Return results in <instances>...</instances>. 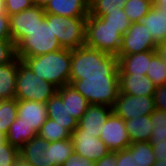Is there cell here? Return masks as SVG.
<instances>
[{
  "instance_id": "obj_35",
  "label": "cell",
  "mask_w": 166,
  "mask_h": 166,
  "mask_svg": "<svg viewBox=\"0 0 166 166\" xmlns=\"http://www.w3.org/2000/svg\"><path fill=\"white\" fill-rule=\"evenodd\" d=\"M16 45L12 40H0V65L16 59Z\"/></svg>"
},
{
  "instance_id": "obj_13",
  "label": "cell",
  "mask_w": 166,
  "mask_h": 166,
  "mask_svg": "<svg viewBox=\"0 0 166 166\" xmlns=\"http://www.w3.org/2000/svg\"><path fill=\"white\" fill-rule=\"evenodd\" d=\"M112 112V107L89 104L87 111L81 117L73 133L100 134L102 126Z\"/></svg>"
},
{
  "instance_id": "obj_4",
  "label": "cell",
  "mask_w": 166,
  "mask_h": 166,
  "mask_svg": "<svg viewBox=\"0 0 166 166\" xmlns=\"http://www.w3.org/2000/svg\"><path fill=\"white\" fill-rule=\"evenodd\" d=\"M61 49L52 30V14H46L45 19L16 45V57L22 60Z\"/></svg>"
},
{
  "instance_id": "obj_42",
  "label": "cell",
  "mask_w": 166,
  "mask_h": 166,
  "mask_svg": "<svg viewBox=\"0 0 166 166\" xmlns=\"http://www.w3.org/2000/svg\"><path fill=\"white\" fill-rule=\"evenodd\" d=\"M62 166H94V163L88 161L86 158L81 156L73 155L66 163Z\"/></svg>"
},
{
  "instance_id": "obj_27",
  "label": "cell",
  "mask_w": 166,
  "mask_h": 166,
  "mask_svg": "<svg viewBox=\"0 0 166 166\" xmlns=\"http://www.w3.org/2000/svg\"><path fill=\"white\" fill-rule=\"evenodd\" d=\"M153 6L152 0H127L124 4V13L131 23L141 22Z\"/></svg>"
},
{
  "instance_id": "obj_34",
  "label": "cell",
  "mask_w": 166,
  "mask_h": 166,
  "mask_svg": "<svg viewBox=\"0 0 166 166\" xmlns=\"http://www.w3.org/2000/svg\"><path fill=\"white\" fill-rule=\"evenodd\" d=\"M19 158V149L5 140L0 144V166H15Z\"/></svg>"
},
{
  "instance_id": "obj_18",
  "label": "cell",
  "mask_w": 166,
  "mask_h": 166,
  "mask_svg": "<svg viewBox=\"0 0 166 166\" xmlns=\"http://www.w3.org/2000/svg\"><path fill=\"white\" fill-rule=\"evenodd\" d=\"M46 107L48 118L56 121L71 134L74 132L78 126V121L69 114L66 105L57 92L46 102Z\"/></svg>"
},
{
  "instance_id": "obj_47",
  "label": "cell",
  "mask_w": 166,
  "mask_h": 166,
  "mask_svg": "<svg viewBox=\"0 0 166 166\" xmlns=\"http://www.w3.org/2000/svg\"><path fill=\"white\" fill-rule=\"evenodd\" d=\"M0 14H7V13L5 12L4 0H0Z\"/></svg>"
},
{
  "instance_id": "obj_21",
  "label": "cell",
  "mask_w": 166,
  "mask_h": 166,
  "mask_svg": "<svg viewBox=\"0 0 166 166\" xmlns=\"http://www.w3.org/2000/svg\"><path fill=\"white\" fill-rule=\"evenodd\" d=\"M151 33L154 41L159 44L166 37V8L152 6L148 14L141 20Z\"/></svg>"
},
{
  "instance_id": "obj_31",
  "label": "cell",
  "mask_w": 166,
  "mask_h": 166,
  "mask_svg": "<svg viewBox=\"0 0 166 166\" xmlns=\"http://www.w3.org/2000/svg\"><path fill=\"white\" fill-rule=\"evenodd\" d=\"M129 147L135 152V161L139 166H153L156 159L149 142H135Z\"/></svg>"
},
{
  "instance_id": "obj_19",
  "label": "cell",
  "mask_w": 166,
  "mask_h": 166,
  "mask_svg": "<svg viewBox=\"0 0 166 166\" xmlns=\"http://www.w3.org/2000/svg\"><path fill=\"white\" fill-rule=\"evenodd\" d=\"M74 155L71 138L49 143L44 151L42 166H62Z\"/></svg>"
},
{
  "instance_id": "obj_33",
  "label": "cell",
  "mask_w": 166,
  "mask_h": 166,
  "mask_svg": "<svg viewBox=\"0 0 166 166\" xmlns=\"http://www.w3.org/2000/svg\"><path fill=\"white\" fill-rule=\"evenodd\" d=\"M151 122L153 123V128L149 143L157 144L159 142L158 138H166V112L155 109L151 114Z\"/></svg>"
},
{
  "instance_id": "obj_46",
  "label": "cell",
  "mask_w": 166,
  "mask_h": 166,
  "mask_svg": "<svg viewBox=\"0 0 166 166\" xmlns=\"http://www.w3.org/2000/svg\"><path fill=\"white\" fill-rule=\"evenodd\" d=\"M15 166H33V165L29 164V163H27L19 158L18 161L16 162Z\"/></svg>"
},
{
  "instance_id": "obj_41",
  "label": "cell",
  "mask_w": 166,
  "mask_h": 166,
  "mask_svg": "<svg viewBox=\"0 0 166 166\" xmlns=\"http://www.w3.org/2000/svg\"><path fill=\"white\" fill-rule=\"evenodd\" d=\"M94 166H117V152H109L94 163Z\"/></svg>"
},
{
  "instance_id": "obj_32",
  "label": "cell",
  "mask_w": 166,
  "mask_h": 166,
  "mask_svg": "<svg viewBox=\"0 0 166 166\" xmlns=\"http://www.w3.org/2000/svg\"><path fill=\"white\" fill-rule=\"evenodd\" d=\"M127 0H89V14L95 17L106 15V11L123 9Z\"/></svg>"
},
{
  "instance_id": "obj_20",
  "label": "cell",
  "mask_w": 166,
  "mask_h": 166,
  "mask_svg": "<svg viewBox=\"0 0 166 166\" xmlns=\"http://www.w3.org/2000/svg\"><path fill=\"white\" fill-rule=\"evenodd\" d=\"M57 93L61 96L69 114L79 122L89 106L87 99L71 84L59 88Z\"/></svg>"
},
{
  "instance_id": "obj_24",
  "label": "cell",
  "mask_w": 166,
  "mask_h": 166,
  "mask_svg": "<svg viewBox=\"0 0 166 166\" xmlns=\"http://www.w3.org/2000/svg\"><path fill=\"white\" fill-rule=\"evenodd\" d=\"M48 147L49 142L37 135L19 150L20 159L33 166H42L44 151Z\"/></svg>"
},
{
  "instance_id": "obj_9",
  "label": "cell",
  "mask_w": 166,
  "mask_h": 166,
  "mask_svg": "<svg viewBox=\"0 0 166 166\" xmlns=\"http://www.w3.org/2000/svg\"><path fill=\"white\" fill-rule=\"evenodd\" d=\"M113 112L124 120H130L141 115H151L155 111L153 96H133L119 93Z\"/></svg>"
},
{
  "instance_id": "obj_30",
  "label": "cell",
  "mask_w": 166,
  "mask_h": 166,
  "mask_svg": "<svg viewBox=\"0 0 166 166\" xmlns=\"http://www.w3.org/2000/svg\"><path fill=\"white\" fill-rule=\"evenodd\" d=\"M99 18L113 28L119 29V33L122 36L126 33L131 24L127 15L124 13V9L120 8H116V10L113 11H106V15Z\"/></svg>"
},
{
  "instance_id": "obj_1",
  "label": "cell",
  "mask_w": 166,
  "mask_h": 166,
  "mask_svg": "<svg viewBox=\"0 0 166 166\" xmlns=\"http://www.w3.org/2000/svg\"><path fill=\"white\" fill-rule=\"evenodd\" d=\"M81 76H119L117 56L85 45L72 49L70 80Z\"/></svg>"
},
{
  "instance_id": "obj_37",
  "label": "cell",
  "mask_w": 166,
  "mask_h": 166,
  "mask_svg": "<svg viewBox=\"0 0 166 166\" xmlns=\"http://www.w3.org/2000/svg\"><path fill=\"white\" fill-rule=\"evenodd\" d=\"M117 166H139L135 161V152L130 147L117 152Z\"/></svg>"
},
{
  "instance_id": "obj_7",
  "label": "cell",
  "mask_w": 166,
  "mask_h": 166,
  "mask_svg": "<svg viewBox=\"0 0 166 166\" xmlns=\"http://www.w3.org/2000/svg\"><path fill=\"white\" fill-rule=\"evenodd\" d=\"M86 18L52 14V30L62 48L72 50L85 45Z\"/></svg>"
},
{
  "instance_id": "obj_17",
  "label": "cell",
  "mask_w": 166,
  "mask_h": 166,
  "mask_svg": "<svg viewBox=\"0 0 166 166\" xmlns=\"http://www.w3.org/2000/svg\"><path fill=\"white\" fill-rule=\"evenodd\" d=\"M120 93L133 96H153L156 85L146 76L119 74Z\"/></svg>"
},
{
  "instance_id": "obj_44",
  "label": "cell",
  "mask_w": 166,
  "mask_h": 166,
  "mask_svg": "<svg viewBox=\"0 0 166 166\" xmlns=\"http://www.w3.org/2000/svg\"><path fill=\"white\" fill-rule=\"evenodd\" d=\"M49 0H33L34 6L45 7Z\"/></svg>"
},
{
  "instance_id": "obj_16",
  "label": "cell",
  "mask_w": 166,
  "mask_h": 166,
  "mask_svg": "<svg viewBox=\"0 0 166 166\" xmlns=\"http://www.w3.org/2000/svg\"><path fill=\"white\" fill-rule=\"evenodd\" d=\"M157 51H145L130 55H117L119 74L146 76L150 59Z\"/></svg>"
},
{
  "instance_id": "obj_15",
  "label": "cell",
  "mask_w": 166,
  "mask_h": 166,
  "mask_svg": "<svg viewBox=\"0 0 166 166\" xmlns=\"http://www.w3.org/2000/svg\"><path fill=\"white\" fill-rule=\"evenodd\" d=\"M44 11L66 17H88L89 0H49Z\"/></svg>"
},
{
  "instance_id": "obj_36",
  "label": "cell",
  "mask_w": 166,
  "mask_h": 166,
  "mask_svg": "<svg viewBox=\"0 0 166 166\" xmlns=\"http://www.w3.org/2000/svg\"><path fill=\"white\" fill-rule=\"evenodd\" d=\"M5 12L10 16L34 6L33 0H4Z\"/></svg>"
},
{
  "instance_id": "obj_48",
  "label": "cell",
  "mask_w": 166,
  "mask_h": 166,
  "mask_svg": "<svg viewBox=\"0 0 166 166\" xmlns=\"http://www.w3.org/2000/svg\"><path fill=\"white\" fill-rule=\"evenodd\" d=\"M153 166H166L165 160H156Z\"/></svg>"
},
{
  "instance_id": "obj_2",
  "label": "cell",
  "mask_w": 166,
  "mask_h": 166,
  "mask_svg": "<svg viewBox=\"0 0 166 166\" xmlns=\"http://www.w3.org/2000/svg\"><path fill=\"white\" fill-rule=\"evenodd\" d=\"M42 79L58 89L69 84L71 70V49L62 48L54 52L22 59Z\"/></svg>"
},
{
  "instance_id": "obj_29",
  "label": "cell",
  "mask_w": 166,
  "mask_h": 166,
  "mask_svg": "<svg viewBox=\"0 0 166 166\" xmlns=\"http://www.w3.org/2000/svg\"><path fill=\"white\" fill-rule=\"evenodd\" d=\"M146 77L151 79L156 86L166 84V62L158 52L150 59Z\"/></svg>"
},
{
  "instance_id": "obj_25",
  "label": "cell",
  "mask_w": 166,
  "mask_h": 166,
  "mask_svg": "<svg viewBox=\"0 0 166 166\" xmlns=\"http://www.w3.org/2000/svg\"><path fill=\"white\" fill-rule=\"evenodd\" d=\"M35 136H37V132L32 127L19 122V117H16L5 136V141L20 150Z\"/></svg>"
},
{
  "instance_id": "obj_14",
  "label": "cell",
  "mask_w": 166,
  "mask_h": 166,
  "mask_svg": "<svg viewBox=\"0 0 166 166\" xmlns=\"http://www.w3.org/2000/svg\"><path fill=\"white\" fill-rule=\"evenodd\" d=\"M17 117L19 122L32 127L38 133L48 118L46 103L17 100Z\"/></svg>"
},
{
  "instance_id": "obj_10",
  "label": "cell",
  "mask_w": 166,
  "mask_h": 166,
  "mask_svg": "<svg viewBox=\"0 0 166 166\" xmlns=\"http://www.w3.org/2000/svg\"><path fill=\"white\" fill-rule=\"evenodd\" d=\"M46 17L43 7L32 6L9 16L11 39L17 45Z\"/></svg>"
},
{
  "instance_id": "obj_28",
  "label": "cell",
  "mask_w": 166,
  "mask_h": 166,
  "mask_svg": "<svg viewBox=\"0 0 166 166\" xmlns=\"http://www.w3.org/2000/svg\"><path fill=\"white\" fill-rule=\"evenodd\" d=\"M17 117V99L0 100V132L6 136Z\"/></svg>"
},
{
  "instance_id": "obj_12",
  "label": "cell",
  "mask_w": 166,
  "mask_h": 166,
  "mask_svg": "<svg viewBox=\"0 0 166 166\" xmlns=\"http://www.w3.org/2000/svg\"><path fill=\"white\" fill-rule=\"evenodd\" d=\"M99 137L100 134L72 133L74 155L84 157L92 163L106 156L110 150Z\"/></svg>"
},
{
  "instance_id": "obj_11",
  "label": "cell",
  "mask_w": 166,
  "mask_h": 166,
  "mask_svg": "<svg viewBox=\"0 0 166 166\" xmlns=\"http://www.w3.org/2000/svg\"><path fill=\"white\" fill-rule=\"evenodd\" d=\"M99 138L105 143L110 152L121 151L131 144L124 119L118 117L114 112L109 115L102 126Z\"/></svg>"
},
{
  "instance_id": "obj_8",
  "label": "cell",
  "mask_w": 166,
  "mask_h": 166,
  "mask_svg": "<svg viewBox=\"0 0 166 166\" xmlns=\"http://www.w3.org/2000/svg\"><path fill=\"white\" fill-rule=\"evenodd\" d=\"M157 43L142 22L130 24L129 29L122 36L118 55H130L145 51H157Z\"/></svg>"
},
{
  "instance_id": "obj_40",
  "label": "cell",
  "mask_w": 166,
  "mask_h": 166,
  "mask_svg": "<svg viewBox=\"0 0 166 166\" xmlns=\"http://www.w3.org/2000/svg\"><path fill=\"white\" fill-rule=\"evenodd\" d=\"M157 144H151L156 160L166 161V138H158Z\"/></svg>"
},
{
  "instance_id": "obj_43",
  "label": "cell",
  "mask_w": 166,
  "mask_h": 166,
  "mask_svg": "<svg viewBox=\"0 0 166 166\" xmlns=\"http://www.w3.org/2000/svg\"><path fill=\"white\" fill-rule=\"evenodd\" d=\"M157 52L162 57V59L166 62V42L165 41L157 45Z\"/></svg>"
},
{
  "instance_id": "obj_5",
  "label": "cell",
  "mask_w": 166,
  "mask_h": 166,
  "mask_svg": "<svg viewBox=\"0 0 166 166\" xmlns=\"http://www.w3.org/2000/svg\"><path fill=\"white\" fill-rule=\"evenodd\" d=\"M57 90L55 85L37 76L18 58L15 99L46 103Z\"/></svg>"
},
{
  "instance_id": "obj_45",
  "label": "cell",
  "mask_w": 166,
  "mask_h": 166,
  "mask_svg": "<svg viewBox=\"0 0 166 166\" xmlns=\"http://www.w3.org/2000/svg\"><path fill=\"white\" fill-rule=\"evenodd\" d=\"M153 5L157 7H166V0H152Z\"/></svg>"
},
{
  "instance_id": "obj_39",
  "label": "cell",
  "mask_w": 166,
  "mask_h": 166,
  "mask_svg": "<svg viewBox=\"0 0 166 166\" xmlns=\"http://www.w3.org/2000/svg\"><path fill=\"white\" fill-rule=\"evenodd\" d=\"M0 40H12L8 14H0Z\"/></svg>"
},
{
  "instance_id": "obj_6",
  "label": "cell",
  "mask_w": 166,
  "mask_h": 166,
  "mask_svg": "<svg viewBox=\"0 0 166 166\" xmlns=\"http://www.w3.org/2000/svg\"><path fill=\"white\" fill-rule=\"evenodd\" d=\"M122 35L119 29L106 24L99 17L86 18L85 46L117 56L120 51Z\"/></svg>"
},
{
  "instance_id": "obj_38",
  "label": "cell",
  "mask_w": 166,
  "mask_h": 166,
  "mask_svg": "<svg viewBox=\"0 0 166 166\" xmlns=\"http://www.w3.org/2000/svg\"><path fill=\"white\" fill-rule=\"evenodd\" d=\"M153 99L155 108L166 112V84L156 86Z\"/></svg>"
},
{
  "instance_id": "obj_3",
  "label": "cell",
  "mask_w": 166,
  "mask_h": 166,
  "mask_svg": "<svg viewBox=\"0 0 166 166\" xmlns=\"http://www.w3.org/2000/svg\"><path fill=\"white\" fill-rule=\"evenodd\" d=\"M89 104L113 107L120 93L119 76H81L78 80H69Z\"/></svg>"
},
{
  "instance_id": "obj_49",
  "label": "cell",
  "mask_w": 166,
  "mask_h": 166,
  "mask_svg": "<svg viewBox=\"0 0 166 166\" xmlns=\"http://www.w3.org/2000/svg\"><path fill=\"white\" fill-rule=\"evenodd\" d=\"M5 140V136L0 132V144Z\"/></svg>"
},
{
  "instance_id": "obj_23",
  "label": "cell",
  "mask_w": 166,
  "mask_h": 166,
  "mask_svg": "<svg viewBox=\"0 0 166 166\" xmlns=\"http://www.w3.org/2000/svg\"><path fill=\"white\" fill-rule=\"evenodd\" d=\"M124 121L131 143L149 142L153 128L151 115H141Z\"/></svg>"
},
{
  "instance_id": "obj_22",
  "label": "cell",
  "mask_w": 166,
  "mask_h": 166,
  "mask_svg": "<svg viewBox=\"0 0 166 166\" xmlns=\"http://www.w3.org/2000/svg\"><path fill=\"white\" fill-rule=\"evenodd\" d=\"M17 68L18 58L10 63L0 65V100L15 98Z\"/></svg>"
},
{
  "instance_id": "obj_26",
  "label": "cell",
  "mask_w": 166,
  "mask_h": 166,
  "mask_svg": "<svg viewBox=\"0 0 166 166\" xmlns=\"http://www.w3.org/2000/svg\"><path fill=\"white\" fill-rule=\"evenodd\" d=\"M37 135L49 143L71 138V133L67 129L50 118H47V120L42 124Z\"/></svg>"
}]
</instances>
